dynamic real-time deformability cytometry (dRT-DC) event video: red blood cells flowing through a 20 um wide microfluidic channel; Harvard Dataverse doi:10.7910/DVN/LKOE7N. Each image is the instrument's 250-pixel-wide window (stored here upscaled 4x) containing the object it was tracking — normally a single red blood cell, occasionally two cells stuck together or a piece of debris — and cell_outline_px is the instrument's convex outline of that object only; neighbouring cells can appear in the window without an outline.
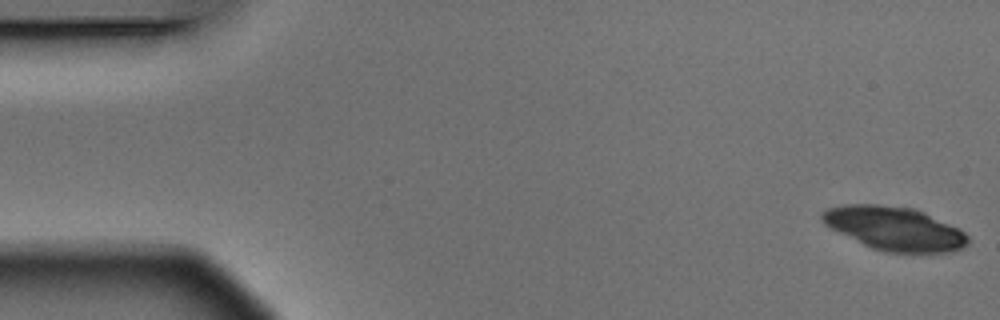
{"species": "Egyptian fruit bat (a non-hibernating species)", "species_latin": "Rousettus aegyptiacus", "temperature_condition": "warm", "stored_images_in_passage": 5, "camera_frame_rate_fps": 3000, "um_per_image_px": 0.085, "animal": {"sex": "male"}, "frame": {"image": 1, "passage_image": 1, "time_ms": 0.0, "image_size_px": [1000, 320], "cell_outline_px": [[968, 244], [964, 248], [948, 252], [884, 252], [872, 248], [824, 224], [820, 220], [820, 212], [828, 208], [844, 204], [880, 204], [908, 208], [920, 212], [960, 228], [968, 236]], "centroid_in_image_um": [76.01, 19.42], "position_along_channel_um": 9.0, "area_um2": 36.59}}